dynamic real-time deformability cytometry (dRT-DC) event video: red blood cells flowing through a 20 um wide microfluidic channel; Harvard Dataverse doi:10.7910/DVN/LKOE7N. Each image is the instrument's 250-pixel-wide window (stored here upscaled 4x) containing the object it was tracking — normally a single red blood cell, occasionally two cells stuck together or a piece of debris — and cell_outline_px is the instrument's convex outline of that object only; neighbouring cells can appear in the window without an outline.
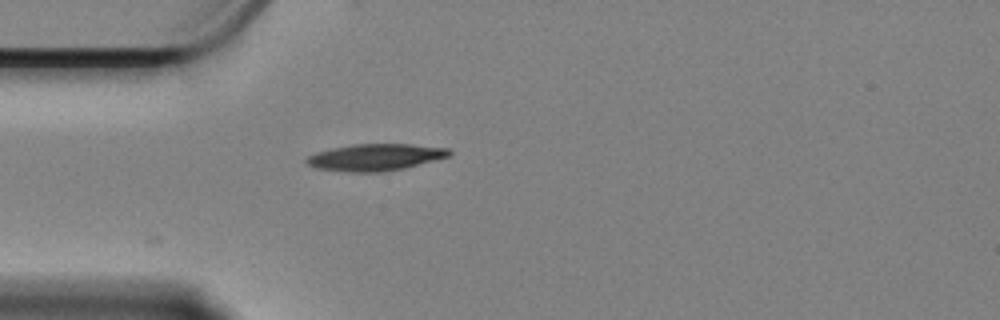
{"species": "Egyptian fruit bat (a non-hibernating species)", "species_latin": "Rousettus aegyptiacus", "temperature_condition": "cold", "stored_images_in_passage": 24, "camera_frame_rate_fps": 3000, "um_per_image_px": 0.085, "animal": {"sex": "female"}, "frame": {"image": 1, "passage_image": 1, "time_ms": 0.0, "image_size_px": [1000, 320], "cell_outline_px": [[452, 152], [448, 156], [404, 168], [384, 172], [352, 172], [312, 168], [304, 160], [308, 156], [316, 152], [332, 148], [352, 144], [408, 144], [448, 148]], "centroid_in_image_um": [31.84, 13.37], "position_along_channel_um": 53.2, "area_um2": 22.2}}
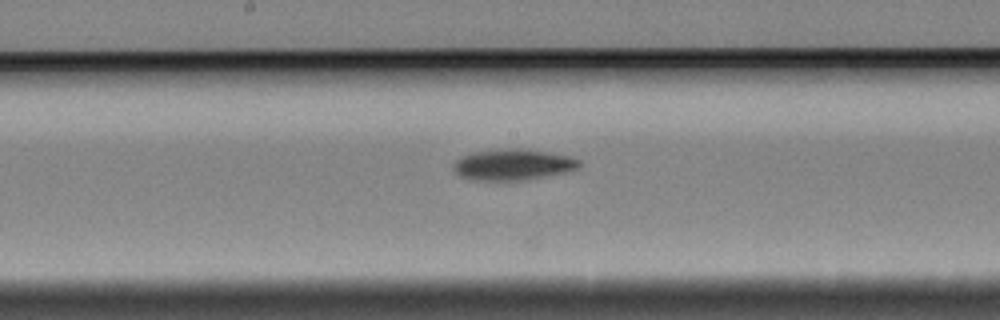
{"frame": {"image": 2, "passage_image": 15, "time_ms": 4.667, "image_size_px": [1000, 320], "cell_outline_px": [[580, 164], [576, 168], [564, 172], [528, 180], [472, 180], [460, 176], [452, 168], [452, 164], [456, 160], [472, 152], [512, 148], [528, 148], [568, 156], [580, 160]], "centroid_in_image_um": [43.58, 13.99], "position_along_channel_um": 204.6, "area_um2": 22.72}}
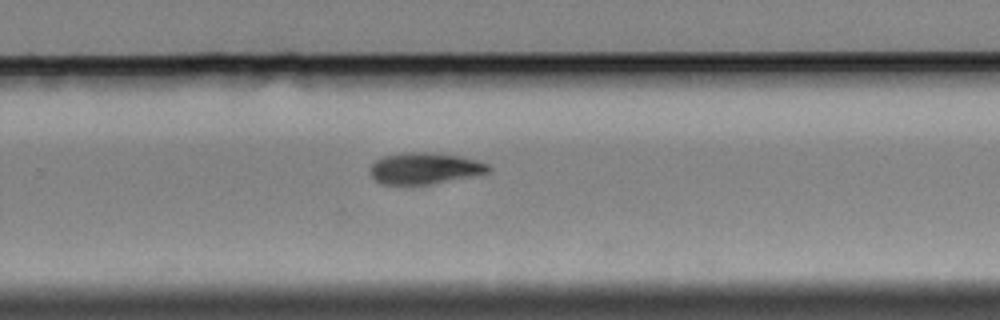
{"frame": {"image": 3, "passage_image": 23, "time_ms": 7.333, "image_size_px": [1000, 320], "cell_outline_px": [[492, 168], [488, 172], [408, 188], [384, 184], [376, 180], [372, 176], [372, 164], [376, 160], [384, 156], [404, 152], [424, 152], [456, 156], [476, 160], [488, 164]], "centroid_in_image_um": [36.03, 14.34], "position_along_channel_um": 293.8, "area_um2": 21.56}}